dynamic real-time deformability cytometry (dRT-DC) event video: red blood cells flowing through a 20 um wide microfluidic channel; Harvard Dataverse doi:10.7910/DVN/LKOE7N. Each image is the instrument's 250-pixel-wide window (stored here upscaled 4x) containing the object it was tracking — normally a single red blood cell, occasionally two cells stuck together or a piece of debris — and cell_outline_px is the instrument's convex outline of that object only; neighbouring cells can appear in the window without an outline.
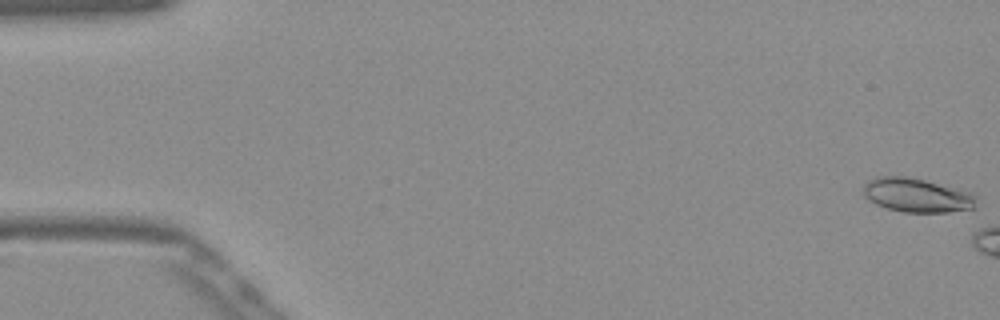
{"species": "Egyptian fruit bat (a non-hibernating species)", "species_latin": "Rousettus aegyptiacus", "temperature_condition": "warm", "stored_images_in_passage": 9, "camera_frame_rate_fps": 3000, "um_per_image_px": 0.085, "frame": {"image": 1, "passage_image": 1, "time_ms": 0.0, "image_size_px": [1000, 320], "cell_outline_px": [[976, 208], [948, 212], [904, 212], [888, 208], [876, 204], [868, 200], [864, 196], [864, 184], [868, 180], [876, 176], [904, 176], [924, 180], [960, 188], [972, 192], [976, 196]], "centroid_in_image_um": [77.96, 16.59], "position_along_channel_um": 7.0, "area_um2": 22.6}}